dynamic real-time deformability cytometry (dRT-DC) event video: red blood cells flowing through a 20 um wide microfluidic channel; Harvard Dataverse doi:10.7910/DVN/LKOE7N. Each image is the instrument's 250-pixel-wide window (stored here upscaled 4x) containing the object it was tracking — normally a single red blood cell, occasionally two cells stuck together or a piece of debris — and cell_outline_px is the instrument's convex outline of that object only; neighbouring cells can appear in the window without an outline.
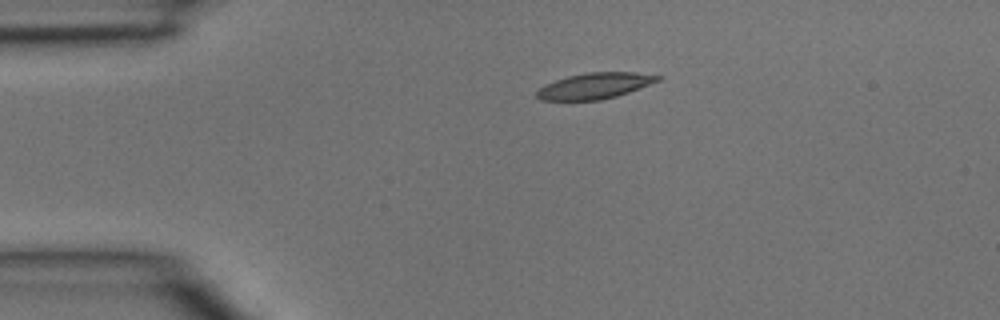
{"species": "common noctule bat (a hibernating species)", "species_latin": "Nyctalus noctula", "temperature_condition": "room temperature", "stored_images_in_passage": 4, "camera_frame_rate_fps": 3000, "um_per_image_px": 0.085, "animal": {"sex": "male", "body_mass_g": 15.6}, "frame": {"image": 1, "passage_image": 2, "time_ms": 0.333, "image_size_px": [1000, 320], "cell_outline_px": [[664, 76], [660, 80], [628, 92], [616, 96], [600, 100], [540, 100], [536, 96], [536, 92], [544, 84], [568, 76], [588, 72], [636, 72]], "centroid_in_image_um": [50.56, 7.29], "position_along_channel_um": 34.4, "area_um2": 18.21}}
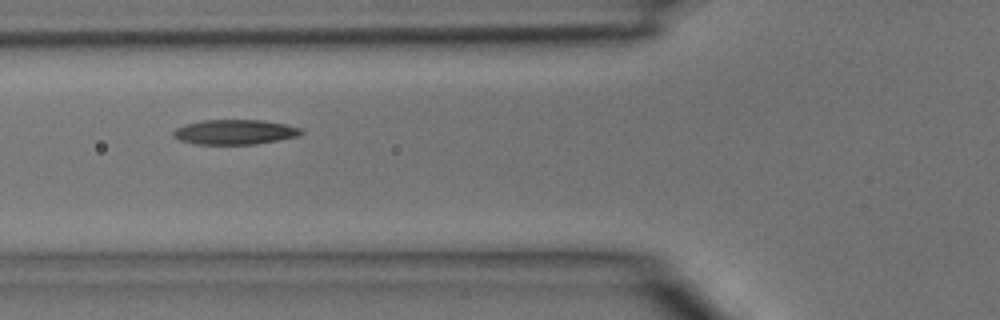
{"frame": {"image": 2, "passage_image": 4, "time_ms": 1.0, "image_size_px": [1000, 320], "cell_outline_px": [[304, 132], [300, 136], [280, 140], [256, 144], [196, 144], [180, 140], [172, 136], [172, 132], [176, 128], [184, 124], [204, 120], [260, 120], [284, 124], [300, 128]], "centroid_in_image_um": [19.96, 11.22], "position_along_channel_um": 105.8, "area_um2": 18.55}}